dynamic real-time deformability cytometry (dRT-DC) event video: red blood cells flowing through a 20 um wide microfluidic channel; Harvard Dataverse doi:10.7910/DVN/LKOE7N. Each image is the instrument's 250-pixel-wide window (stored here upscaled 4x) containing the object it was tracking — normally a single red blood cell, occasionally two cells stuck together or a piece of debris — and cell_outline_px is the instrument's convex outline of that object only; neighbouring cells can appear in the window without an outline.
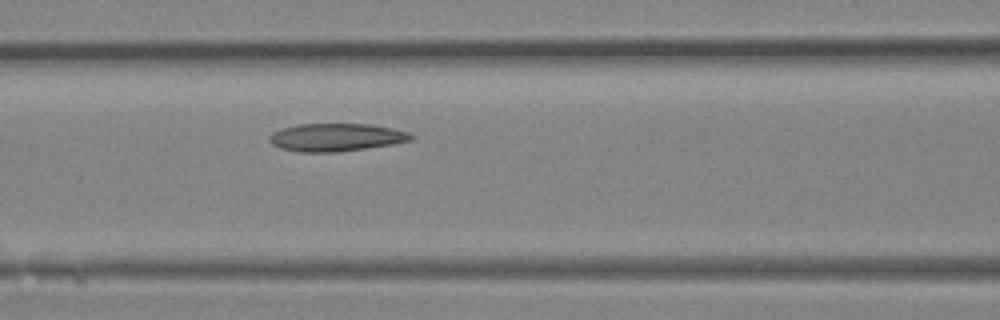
{"species": "Egyptian fruit bat (a non-hibernating species)", "species_latin": "Rousettus aegyptiacus", "temperature_condition": "room temperature", "stored_images_in_passage": 6, "segment_of_instrument_passage": [1, 2], "camera_frame_rate_fps": 3000, "um_per_image_px": 0.085, "animal": {"sex": "female"}, "frame": {"image": 1, "passage_image": 5, "time_ms": 4.667, "image_size_px": [1000, 320], "cell_outline_px": [[416, 136], [412, 140], [392, 144], [336, 152], [300, 152], [280, 148], [272, 144], [268, 140], [268, 136], [272, 132], [280, 128], [300, 124], [372, 124], [392, 128], [408, 132]], "centroid_in_image_um": [28.55, 11.66], "position_along_channel_um": 138.1, "area_um2": 23.06}}